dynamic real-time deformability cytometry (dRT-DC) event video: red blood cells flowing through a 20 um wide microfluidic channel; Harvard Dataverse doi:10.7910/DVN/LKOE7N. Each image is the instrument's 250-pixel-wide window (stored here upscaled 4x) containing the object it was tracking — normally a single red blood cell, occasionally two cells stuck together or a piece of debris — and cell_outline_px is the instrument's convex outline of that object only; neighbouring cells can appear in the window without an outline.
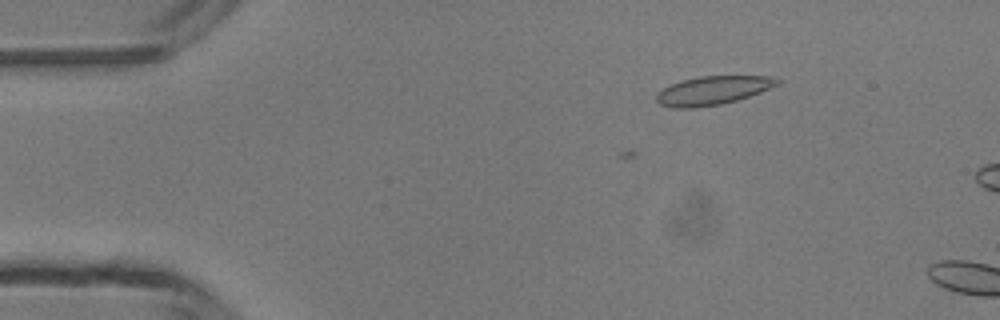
{"species": "common noctule bat (a hibernating species)", "species_latin": "Nyctalus noctula", "temperature_condition": "room temperature", "stored_images_in_passage": 7, "camera_frame_rate_fps": 3000, "um_per_image_px": 0.085, "animal": {"sex": "male", "body_mass_g": 13.3}, "frame": {"image": 1, "passage_image": 7, "time_ms": 2.0, "image_size_px": [1000, 320], "cell_outline_px": [[780, 80], [776, 84], [760, 92], [736, 100], [720, 104], [696, 108], [676, 108], [660, 104], [656, 100], [656, 96], [664, 88], [680, 80], [700, 76], [768, 76]], "centroid_in_image_um": [60.54, 7.69], "position_along_channel_um": 24.5, "area_um2": 19.77}}